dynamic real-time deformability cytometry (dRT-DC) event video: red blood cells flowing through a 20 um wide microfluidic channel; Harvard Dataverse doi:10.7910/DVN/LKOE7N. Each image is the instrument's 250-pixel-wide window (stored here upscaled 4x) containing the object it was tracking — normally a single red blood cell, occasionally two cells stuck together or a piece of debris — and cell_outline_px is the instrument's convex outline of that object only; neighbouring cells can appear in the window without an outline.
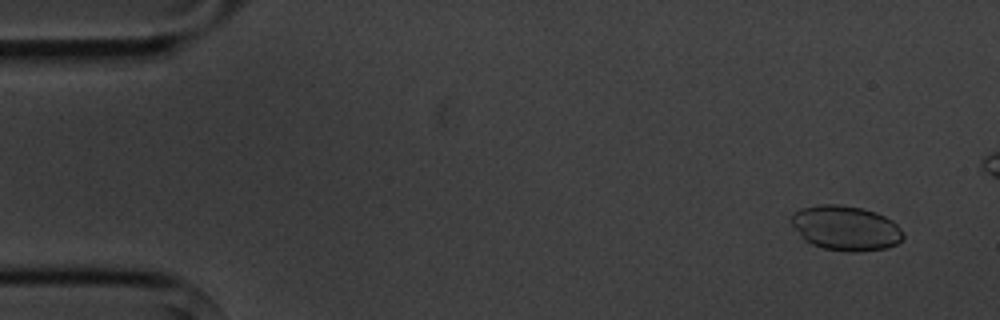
{"species": "common noctule bat (a hibernating species)", "species_latin": "Nyctalus noctula", "temperature_condition": "cold", "stored_images_in_passage": 5, "camera_frame_rate_fps": 3000, "um_per_image_px": 0.085, "animal": {"sex": "male", "body_mass_g": 20.1, "forearm_length_mm": 53.5}, "frame": {"image": 1, "passage_image": 1, "time_ms": 0.0, "image_size_px": [1000, 320], "cell_outline_px": [[904, 236], [896, 244], [888, 248], [860, 252], [848, 252], [824, 248], [812, 244], [804, 240], [792, 224], [792, 212], [800, 208], [820, 204], [836, 204], [860, 208], [876, 212], [892, 220], [904, 232]], "centroid_in_image_um": [71.89, 19.39], "position_along_channel_um": 13.1, "area_um2": 29.25}}